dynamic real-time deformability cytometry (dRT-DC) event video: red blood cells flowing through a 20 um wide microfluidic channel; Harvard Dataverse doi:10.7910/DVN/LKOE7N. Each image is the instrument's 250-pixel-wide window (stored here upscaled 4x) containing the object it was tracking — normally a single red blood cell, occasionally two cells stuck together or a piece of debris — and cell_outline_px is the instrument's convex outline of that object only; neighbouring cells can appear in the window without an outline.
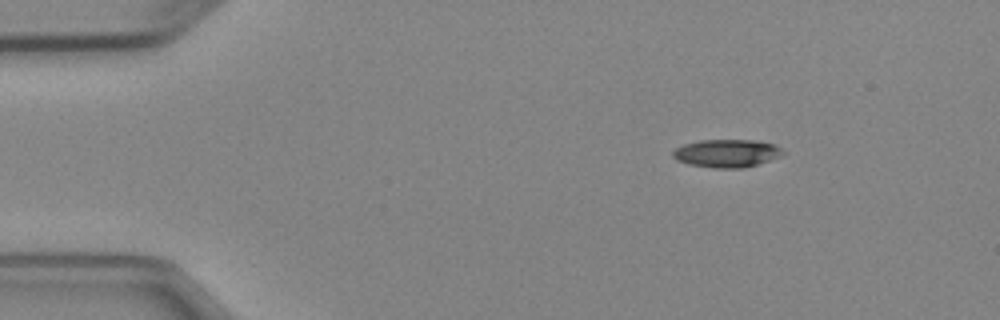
{"species": "Egyptian fruit bat (a non-hibernating species)", "species_latin": "Rousettus aegyptiacus", "temperature_condition": "cold", "stored_images_in_passage": 3, "camera_frame_rate_fps": 3000, "um_per_image_px": 0.085, "animal": {"sex": "female"}, "frame": {"image": 1, "passage_image": 1, "time_ms": 0.0, "image_size_px": [1000, 320], "cell_outline_px": [[784, 156], [744, 168], [712, 168], [688, 164], [676, 160], [672, 156], [672, 152], [676, 148], [684, 144], [700, 140], [752, 140], [776, 144], [784, 152]], "centroid_in_image_um": [61.79, 13.03], "position_along_channel_um": 23.2, "area_um2": 18.09}}